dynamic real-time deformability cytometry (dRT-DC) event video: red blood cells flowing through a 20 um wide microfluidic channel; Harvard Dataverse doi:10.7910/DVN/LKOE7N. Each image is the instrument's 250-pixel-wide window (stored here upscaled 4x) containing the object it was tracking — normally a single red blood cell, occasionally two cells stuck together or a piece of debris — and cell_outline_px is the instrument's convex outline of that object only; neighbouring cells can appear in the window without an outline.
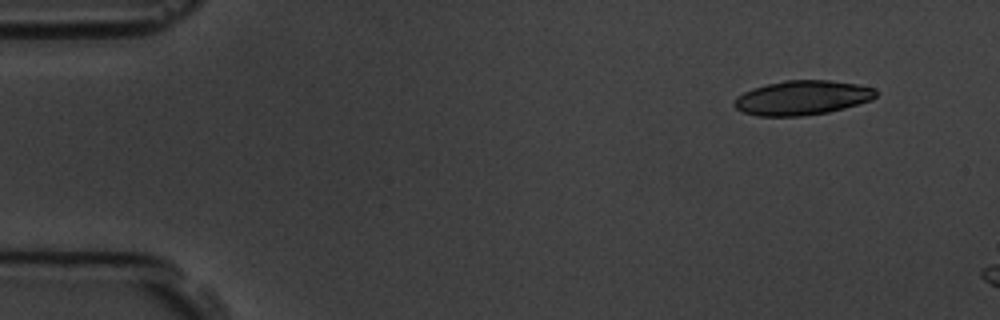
{"species": "common noctule bat (a hibernating species)", "species_latin": "Nyctalus noctula", "temperature_condition": "room temperature", "stored_images_in_passage": 5, "segment_of_instrument_passage": [2, 2], "camera_frame_rate_fps": 3000, "um_per_image_px": 0.085, "animal": {"sex": "male", "body_mass_g": 19.5, "forearm_length_mm": 54.6}, "frame": {"image": 1, "passage_image": 5, "time_ms": 5.333, "image_size_px": [1000, 320], "cell_outline_px": [[876, 96], [872, 100], [844, 108], [828, 112], [800, 116], [756, 116], [744, 112], [736, 108], [732, 104], [736, 96], [752, 88], [784, 80], [828, 80], [856, 84], [876, 88]], "centroid_in_image_um": [68.17, 8.31], "position_along_channel_um": 16.8, "area_um2": 28.44}}